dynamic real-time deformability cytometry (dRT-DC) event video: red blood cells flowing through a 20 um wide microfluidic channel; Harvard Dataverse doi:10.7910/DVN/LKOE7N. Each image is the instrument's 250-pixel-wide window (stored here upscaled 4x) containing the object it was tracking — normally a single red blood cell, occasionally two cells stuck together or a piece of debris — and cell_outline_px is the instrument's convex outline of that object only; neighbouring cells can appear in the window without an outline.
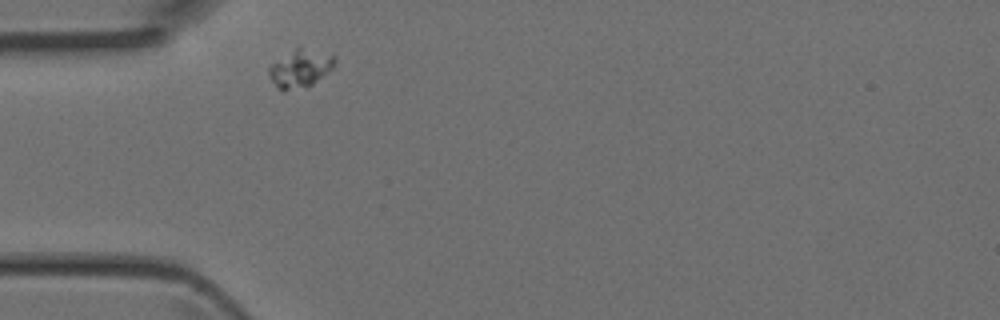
{"species": "Egyptian fruit bat (a non-hibernating species)", "species_latin": "Rousettus aegyptiacus", "temperature_condition": "room temperature", "stored_images_in_passage": 1, "camera_frame_rate_fps": 3000, "um_per_image_px": 0.085, "animal": {"sex": "female"}, "frame": {"image": 1, "passage_image": 1, "time_ms": 0.0, "image_size_px": [1000, 320], "cell_outline_px": [[336, 60], [332, 68], [312, 84], [288, 88], [276, 88], [268, 72], [268, 68], [272, 64], [296, 48], [300, 48], [336, 56]], "centroid_in_image_um": [25.53, 5.8], "position_along_channel_um": 59.5, "area_um2": 13.47}}